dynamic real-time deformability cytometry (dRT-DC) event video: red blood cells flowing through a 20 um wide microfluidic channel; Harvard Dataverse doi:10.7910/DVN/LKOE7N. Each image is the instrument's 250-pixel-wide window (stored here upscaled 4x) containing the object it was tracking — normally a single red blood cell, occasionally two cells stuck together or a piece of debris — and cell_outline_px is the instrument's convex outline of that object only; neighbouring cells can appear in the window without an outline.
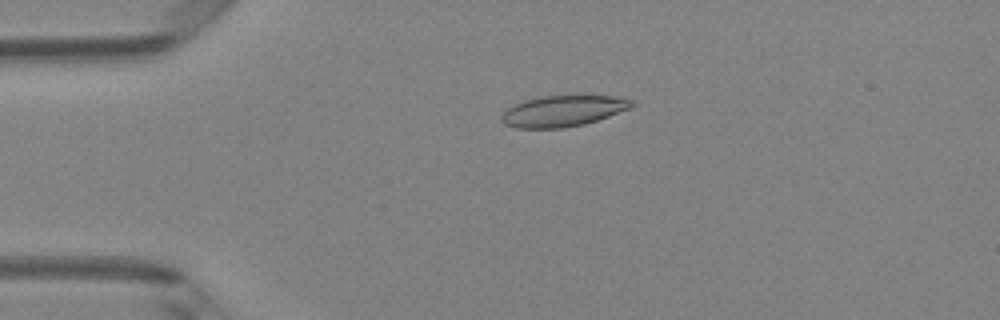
{"species": "Egyptian fruit bat (a non-hibernating species)", "species_latin": "Rousettus aegyptiacus", "temperature_condition": "room temperature", "stored_images_in_passage": 4, "camera_frame_rate_fps": 3000, "um_per_image_px": 0.085, "animal": {"sex": "female"}, "frame": {"image": 1, "passage_image": 3, "time_ms": 0.667, "image_size_px": [1000, 320], "cell_outline_px": [[636, 104], [632, 108], [584, 124], [564, 128], [516, 128], [504, 124], [500, 120], [500, 116], [508, 108], [524, 100], [544, 96], [580, 92], [612, 96], [632, 100]], "centroid_in_image_um": [47.9, 9.39], "position_along_channel_um": 37.1, "area_um2": 24.39}}